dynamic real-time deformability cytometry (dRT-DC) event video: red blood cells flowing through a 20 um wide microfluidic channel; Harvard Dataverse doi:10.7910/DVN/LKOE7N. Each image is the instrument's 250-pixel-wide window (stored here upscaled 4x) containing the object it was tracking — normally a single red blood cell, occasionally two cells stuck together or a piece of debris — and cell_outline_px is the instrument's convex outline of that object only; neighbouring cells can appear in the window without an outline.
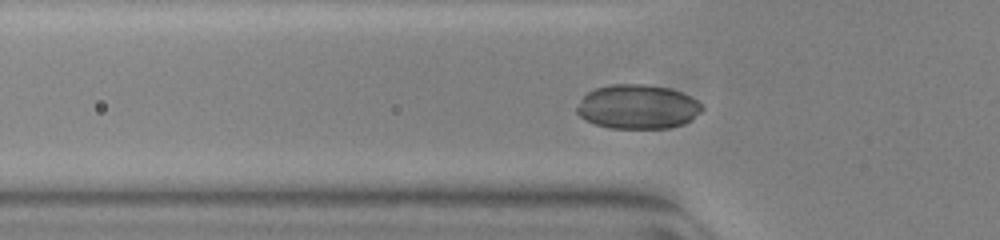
{"species": "common noctule bat (a hibernating species)", "species_latin": "Nyctalus noctula", "temperature_condition": "warm", "stored_images_in_passage": 38, "camera_frame_rate_fps": 3000, "um_per_image_px": 0.085, "animal": {"sex": "female", "body_mass_g": 23.0, "forearm_length_mm": 53.4}, "frame": {"image": 1, "passage_image": 9, "time_ms": 2.667, "image_size_px": [1000, 240], "cell_outline_px": [[704, 108], [700, 112], [684, 124], [668, 128], [612, 128], [596, 124], [580, 116], [576, 112], [576, 108], [584, 96], [588, 92], [596, 88], [612, 84], [644, 84], [668, 88], [680, 92], [696, 100]], "centroid_in_image_um": [54.19, 9.07], "position_along_channel_um": 71.6, "area_um2": 31.91}}
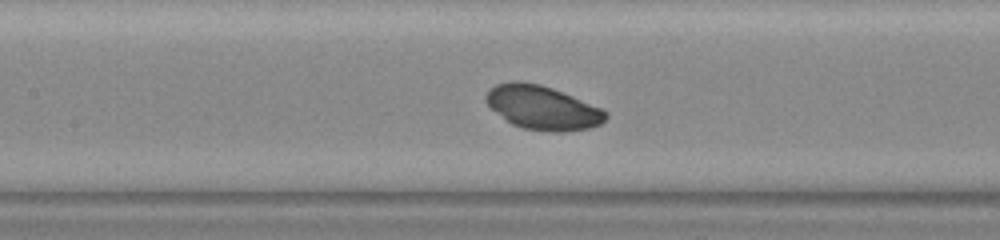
{"frame": {"image": 2, "passage_image": 16, "time_ms": 5.0, "image_size_px": [1000, 240], "cell_outline_px": [[608, 116], [600, 124], [588, 128], [564, 132], [552, 132], [524, 128], [512, 124], [492, 108], [484, 100], [484, 96], [488, 88], [496, 84], [512, 80], [516, 80], [540, 84], [552, 88], [572, 96], [600, 108], [608, 112]], "centroid_in_image_um": [46.08, 9.13], "position_along_channel_um": 161.3, "area_um2": 30.46}}
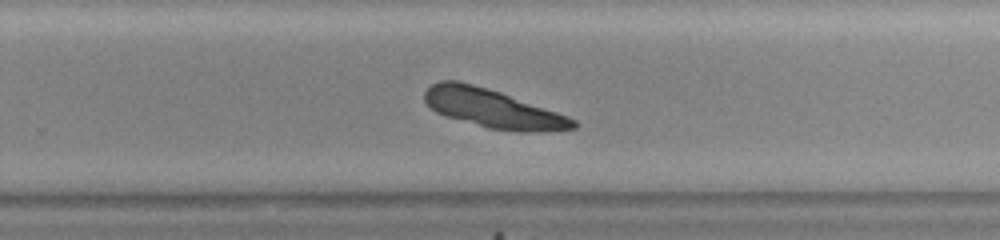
{"frame": {"image": 3, "passage_image": 26, "time_ms": 8.333, "image_size_px": [1000, 240], "cell_outline_px": [[576, 128], [532, 132], [520, 132], [488, 128], [444, 116], [436, 112], [424, 100], [424, 92], [432, 84], [440, 80], [460, 80], [500, 92], [568, 116], [576, 120]], "centroid_in_image_um": [41.84, 9.22], "position_along_channel_um": 288.0, "area_um2": 33.23}}